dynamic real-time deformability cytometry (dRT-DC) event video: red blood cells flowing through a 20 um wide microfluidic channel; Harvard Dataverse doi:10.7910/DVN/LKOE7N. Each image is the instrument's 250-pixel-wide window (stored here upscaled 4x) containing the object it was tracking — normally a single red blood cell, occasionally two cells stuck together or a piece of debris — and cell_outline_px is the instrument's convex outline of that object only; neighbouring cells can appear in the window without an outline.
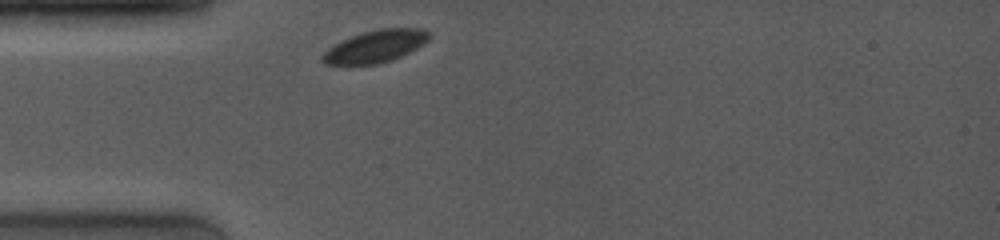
{"species": "common noctule bat (a hibernating species)", "species_latin": "Nyctalus noctula", "temperature_condition": "room temperature", "stored_images_in_passage": 15, "camera_frame_rate_fps": 4000, "um_per_image_px": 0.085, "animal": {"sex": "female", "body_mass_g": 19.0, "forearm_length_mm": 53.3}, "frame": {"image": 1, "passage_image": 1, "time_ms": 0.0, "image_size_px": [1000, 240], "cell_outline_px": [[432, 36], [428, 40], [416, 48], [392, 60], [376, 64], [324, 64], [320, 60], [320, 56], [328, 48], [352, 36], [376, 28], [420, 28], [428, 32]], "centroid_in_image_um": [31.9, 3.93], "position_along_channel_um": 53.1, "area_um2": 19.83}}
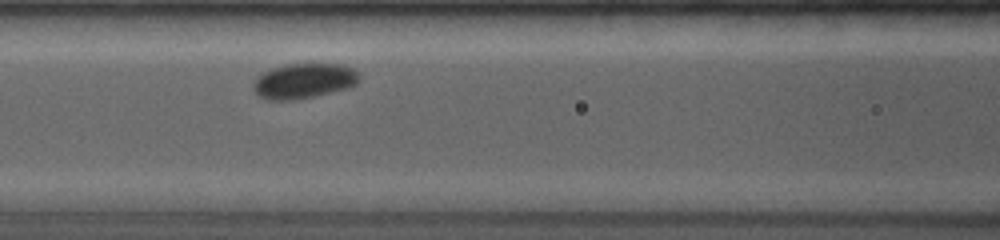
{"frame": {"image": 2, "passage_image": 7, "time_ms": 2.5, "image_size_px": [1000, 240], "cell_outline_px": [[360, 80], [356, 84], [348, 88], [296, 100], [268, 100], [256, 96], [252, 88], [252, 84], [264, 72], [272, 68], [284, 64], [340, 64], [352, 68], [360, 76]], "centroid_in_image_um": [25.8, 6.89], "position_along_channel_um": 140.8, "area_um2": 21.73}}
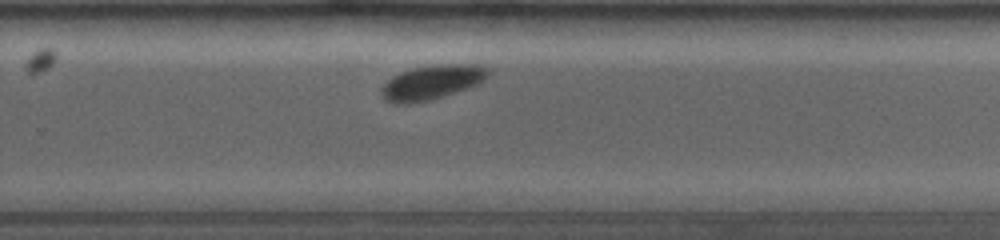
{"frame": {"image": 3, "passage_image": 15, "time_ms": 6.5, "image_size_px": [1000, 240], "cell_outline_px": [[488, 76], [484, 80], [476, 84], [428, 100], [408, 104], [392, 104], [384, 100], [380, 92], [380, 88], [392, 76], [400, 72], [412, 68], [436, 64], [472, 64], [488, 68]], "centroid_in_image_um": [36.62, 6.99], "position_along_channel_um": 293.2, "area_um2": 21.15}}